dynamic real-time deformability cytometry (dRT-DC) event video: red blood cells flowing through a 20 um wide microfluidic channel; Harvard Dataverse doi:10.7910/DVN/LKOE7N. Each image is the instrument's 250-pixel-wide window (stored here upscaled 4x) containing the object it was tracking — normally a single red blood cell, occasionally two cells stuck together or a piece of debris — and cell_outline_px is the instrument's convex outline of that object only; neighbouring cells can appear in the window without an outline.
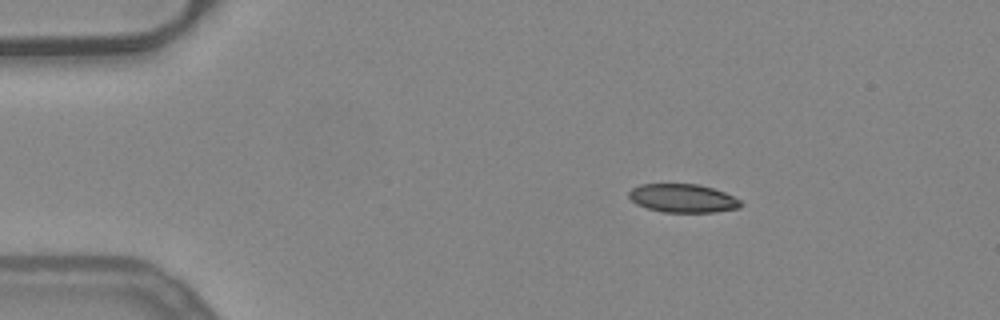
{"species": "common noctule bat (a hibernating species)", "species_latin": "Nyctalus noctula", "temperature_condition": "warm", "stored_images_in_passage": 44, "camera_frame_rate_fps": 3000, "um_per_image_px": 0.085, "animal": {"sex": "female", "body_mass_g": 24.6, "forearm_length_mm": 56.2}, "frame": {"image": 1, "passage_image": 1, "time_ms": 0.0, "image_size_px": [1000, 320], "cell_outline_px": [[744, 204], [740, 208], [716, 212], [664, 212], [648, 208], [636, 204], [628, 196], [628, 192], [632, 188], [640, 184], [696, 184], [712, 188], [724, 192], [740, 200]], "centroid_in_image_um": [58.05, 16.85], "position_along_channel_um": 27.0, "area_um2": 18.55}}
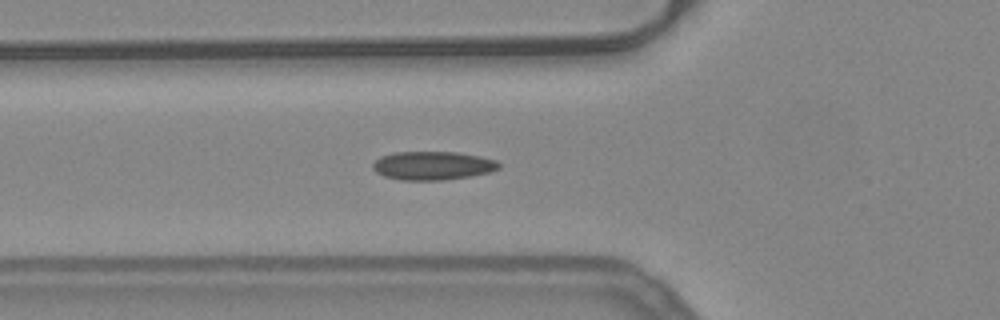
{"frame": {"image": 2, "passage_image": 11, "time_ms": 3.333, "image_size_px": [1000, 320], "cell_outline_px": [[500, 168], [488, 172], [468, 176], [444, 180], [400, 180], [384, 176], [376, 172], [372, 168], [372, 164], [376, 160], [384, 156], [396, 152], [456, 152], [480, 156], [496, 160], [500, 164]], "centroid_in_image_um": [36.78, 14.08], "position_along_channel_um": 89.0, "area_um2": 20.81}}
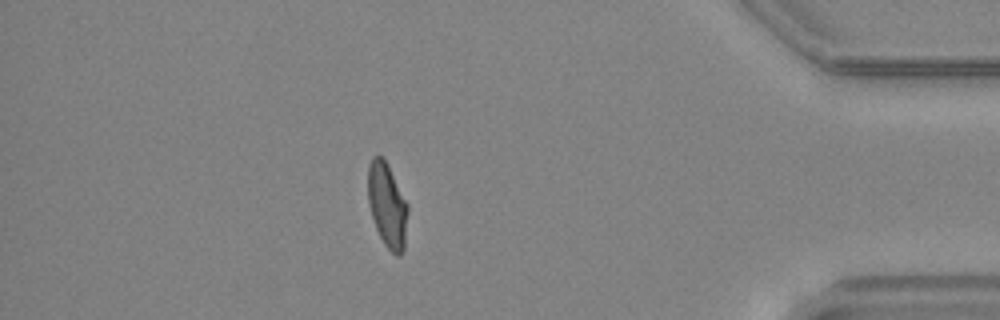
{"frame": {"image": 3, "passage_image": 38, "time_ms": 12.333, "image_size_px": [1000, 320], "cell_outline_px": [[408, 212], [404, 248], [400, 256], [396, 256], [384, 244], [376, 228], [368, 204], [368, 164], [372, 156], [384, 156], [408, 204]], "centroid_in_image_um": [32.91, 17.41], "position_along_channel_um": 402.3, "area_um2": 19.77}, "authors_computed_cell_mechanics": {"area_um2": 19.7965, "velocity_mm_per_s": 3.9459, "shape_relaxation_time_tau1_ms": null, "shape_relaxation_time_tau2_ms": 1.2983, "deformation_change_tau1": null, "deformation_change_tau2": 0.076}}